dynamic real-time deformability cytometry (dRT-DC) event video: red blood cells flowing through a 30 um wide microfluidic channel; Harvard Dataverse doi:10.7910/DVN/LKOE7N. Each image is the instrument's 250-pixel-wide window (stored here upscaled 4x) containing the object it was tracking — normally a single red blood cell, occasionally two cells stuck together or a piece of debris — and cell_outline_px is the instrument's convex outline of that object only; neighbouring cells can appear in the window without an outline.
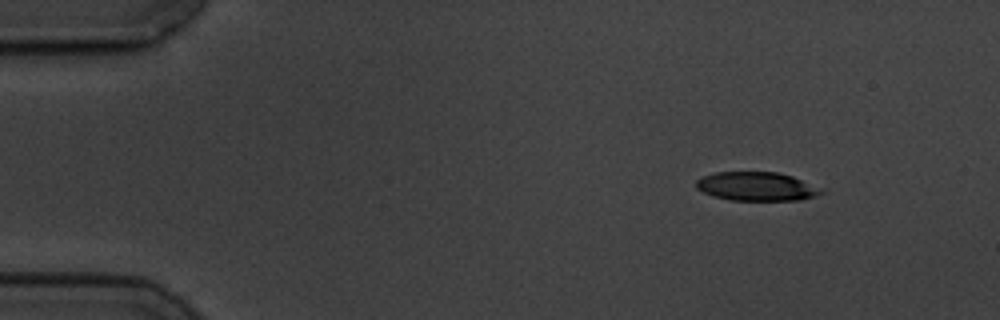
{"species": "common noctule bat (a hibernating species)", "species_latin": "Nyctalus noctula", "temperature_condition": "cold", "stored_images_in_passage": 52, "camera_frame_rate_fps": 3000, "um_per_image_px": 0.085, "animal": {"sex": "male", "body_mass_g": 19.5, "forearm_length_mm": 54.6}, "frame": {"image": 1, "passage_image": 1, "time_ms": 0.0, "image_size_px": [1000, 320], "cell_outline_px": [[828, 188], [824, 192], [816, 196], [800, 200], [732, 200], [712, 196], [696, 188], [696, 180], [704, 176], [716, 172], [776, 172], [792, 176]], "centroid_in_image_um": [64.4, 15.85], "position_along_channel_um": 20.6, "area_um2": 21.27}}
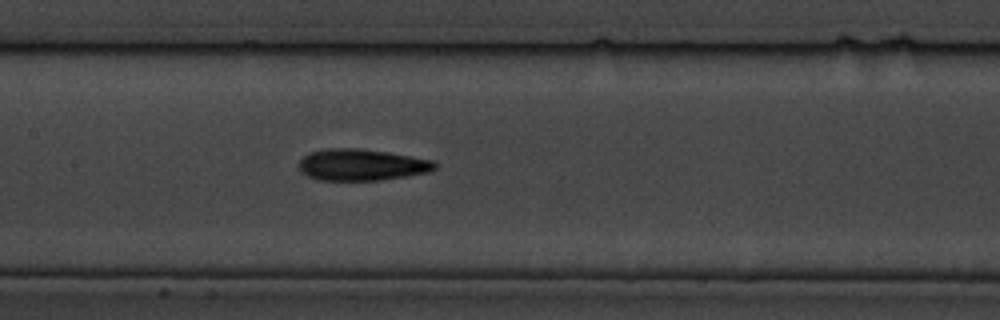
{"frame": {"image": 2, "passage_image": 22, "time_ms": 7.0, "image_size_px": [1000, 320], "cell_outline_px": [[436, 168], [428, 172], [408, 176], [380, 180], [316, 180], [300, 172], [300, 160], [308, 152], [328, 148], [356, 148], [388, 152], [436, 160]], "centroid_in_image_um": [30.75, 14.0], "position_along_channel_um": 176.7, "area_um2": 25.14}}
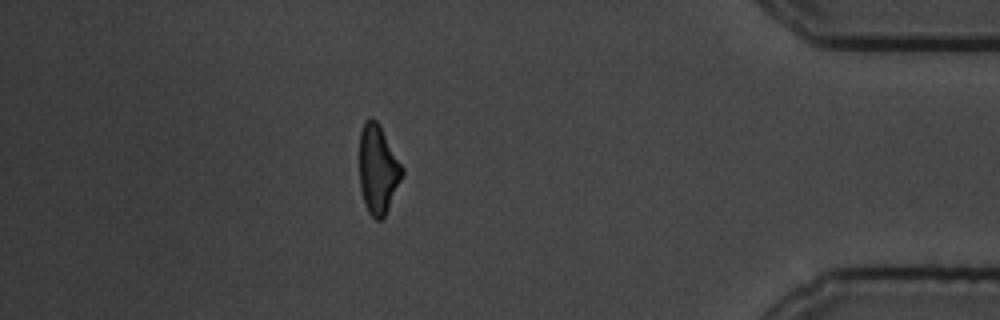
{"frame": {"image": 3, "passage_image": 45, "time_ms": 14.667, "image_size_px": [1000, 320], "cell_outline_px": [[404, 172], [384, 220], [376, 220], [368, 212], [364, 204], [360, 188], [360, 132], [364, 120], [368, 116], [372, 116], [380, 124], [404, 168]], "centroid_in_image_um": [32.13, 14.38], "position_along_channel_um": 403.1, "area_um2": 22.54}, "authors_computed_cell_mechanics": {"area_um2": 23.5824, "velocity_mm_per_s": 3.475, "shape_relaxation_time_tau1_ms": 6.3375, "shape_relaxation_time_tau2_ms": 5.1442, "deformation_change_tau1": 0.1853, "deformation_change_tau2": 0.1569}}